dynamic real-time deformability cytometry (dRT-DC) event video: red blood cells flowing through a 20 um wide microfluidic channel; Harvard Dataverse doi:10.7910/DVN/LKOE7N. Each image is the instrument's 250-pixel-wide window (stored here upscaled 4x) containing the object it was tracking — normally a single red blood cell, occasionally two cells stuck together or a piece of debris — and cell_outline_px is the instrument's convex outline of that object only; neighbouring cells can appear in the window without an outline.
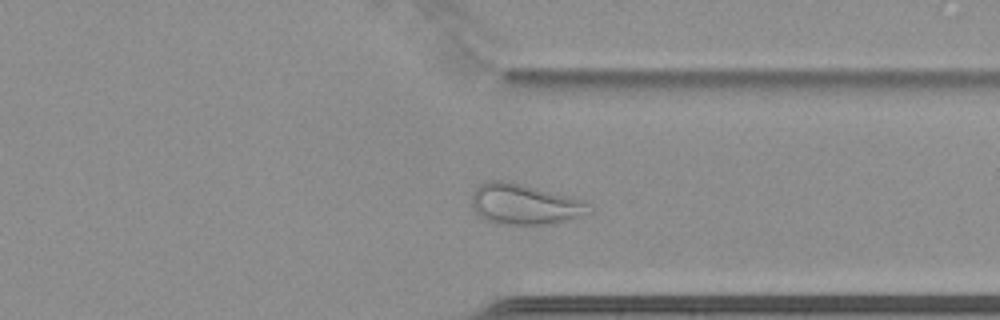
{"species": "common noctule bat (a hibernating species)", "species_latin": "Nyctalus noctula", "temperature_condition": "cold", "stored_images_in_passage": 62, "camera_frame_rate_fps": 3000, "um_per_image_px": 0.085, "animal": {"sex": "female", "body_mass_g": 22.7, "forearm_length_mm": 54.2}, "frame": {"image": 1, "passage_image": 53, "time_ms": 17.333, "image_size_px": [1000, 320], "cell_outline_px": [[592, 212], [572, 220], [552, 224], [504, 224], [484, 220], [472, 208], [472, 192], [480, 184], [488, 180], [504, 180], [572, 196], [584, 200], [588, 204]], "centroid_in_image_um": [44.62, 17.36], "position_along_channel_um": 366.8, "area_um2": 28.03}}